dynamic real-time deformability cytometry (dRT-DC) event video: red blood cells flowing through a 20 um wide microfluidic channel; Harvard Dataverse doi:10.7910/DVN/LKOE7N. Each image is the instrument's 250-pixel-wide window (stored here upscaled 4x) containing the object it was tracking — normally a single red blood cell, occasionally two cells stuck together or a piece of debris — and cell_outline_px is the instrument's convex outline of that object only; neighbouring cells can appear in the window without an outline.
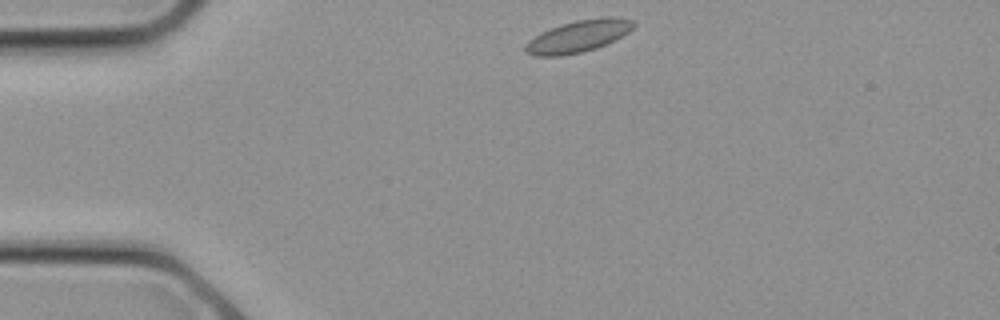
{"species": "common noctule bat (a hibernating species)", "species_latin": "Nyctalus noctula", "temperature_condition": "cold", "stored_images_in_passage": 23, "camera_frame_rate_fps": 3000, "um_per_image_px": 0.085, "animal": {"sex": "female", "body_mass_g": 21.9}, "frame": {"image": 1, "passage_image": 1, "time_ms": 0.0, "image_size_px": [1000, 320], "cell_outline_px": [[636, 24], [628, 32], [596, 48], [564, 56], [536, 56], [524, 52], [524, 44], [528, 40], [540, 32], [560, 24], [576, 20], [604, 16], [612, 16], [632, 20]], "centroid_in_image_um": [49.09, 3.07], "position_along_channel_um": 35.9, "area_um2": 20.17}}
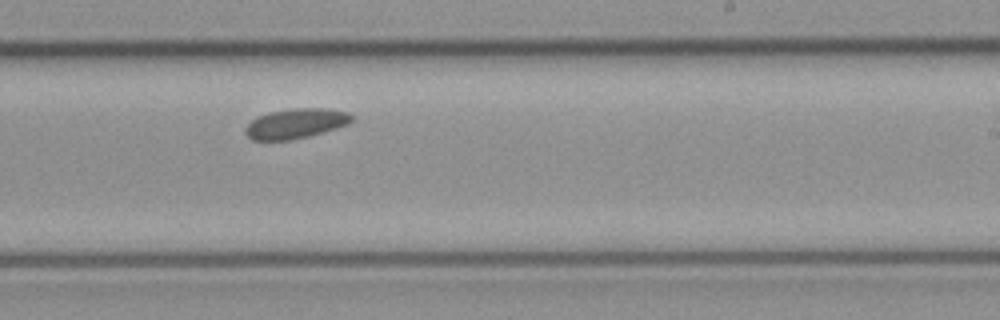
{"frame": {"image": 2, "passage_image": 12, "time_ms": 3.667, "image_size_px": [1000, 320], "cell_outline_px": [[356, 116], [348, 124], [336, 128], [308, 136], [288, 140], [252, 140], [244, 132], [244, 128], [252, 120], [260, 116], [272, 112], [292, 108], [328, 108], [348, 112]], "centroid_in_image_um": [25.17, 10.49], "position_along_channel_um": 263.8, "area_um2": 18.44}}
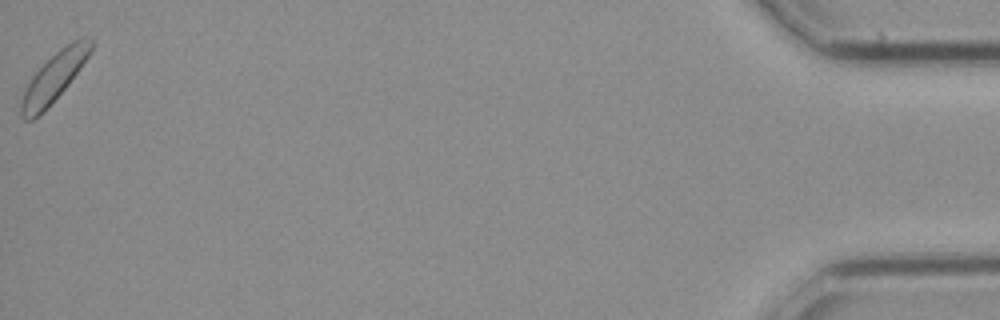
{"frame": {"image": 3, "passage_image": 23, "time_ms": 7.333, "image_size_px": [1000, 320], "cell_outline_px": [[92, 48], [88, 56], [80, 68], [68, 84], [48, 108], [44, 112], [32, 120], [24, 120], [20, 116], [20, 100], [32, 76], [60, 48], [72, 40], [92, 40]], "centroid_in_image_um": [4.53, 6.65], "position_along_channel_um": 430.7, "area_um2": 19.36}}